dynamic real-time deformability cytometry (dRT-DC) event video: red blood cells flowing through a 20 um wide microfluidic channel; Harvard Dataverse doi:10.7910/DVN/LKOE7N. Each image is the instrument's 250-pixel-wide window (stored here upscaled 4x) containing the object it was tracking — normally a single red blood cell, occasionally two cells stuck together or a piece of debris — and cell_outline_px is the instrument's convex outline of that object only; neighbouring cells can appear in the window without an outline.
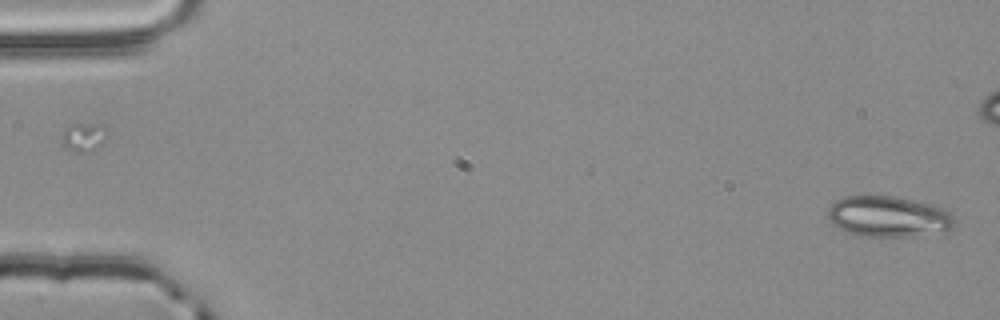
{"species": "common noctule bat (a hibernating species)", "species_latin": "Nyctalus noctula", "temperature_condition": "room temperature", "stored_images_in_passage": 2, "camera_frame_rate_fps": 3000, "um_per_image_px": 0.085, "animal": {"sex": "male", "body_mass_g": 20.4}, "frame": {"image": 1, "passage_image": 2, "time_ms": 0.333, "image_size_px": [1000, 320], "cell_outline_px": [[956, 224], [952, 228], [944, 232], [912, 236], [860, 236], [848, 232], [832, 224], [828, 216], [828, 208], [836, 200], [844, 196], [896, 196], [944, 208], [952, 216]], "centroid_in_image_um": [75.52, 18.41], "position_along_channel_um": 9.5, "area_um2": 30.06}}